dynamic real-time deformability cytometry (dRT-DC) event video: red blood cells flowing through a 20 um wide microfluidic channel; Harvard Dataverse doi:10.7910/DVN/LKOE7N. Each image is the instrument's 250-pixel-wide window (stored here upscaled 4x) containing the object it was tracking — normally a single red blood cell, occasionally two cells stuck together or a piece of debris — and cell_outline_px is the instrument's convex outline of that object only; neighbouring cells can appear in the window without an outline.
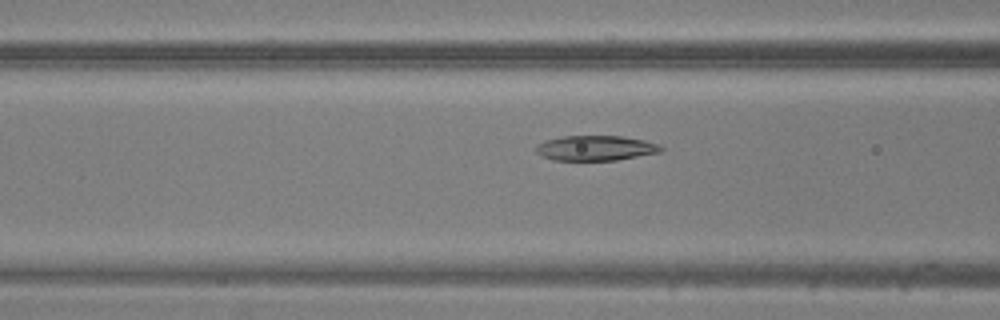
{"species": "common noctule bat (a hibernating species)", "species_latin": "Nyctalus noctula", "temperature_condition": "warm", "stored_images_in_passage": 48, "camera_frame_rate_fps": 3000, "um_per_image_px": 0.085, "animal": {"sex": "male", "body_mass_g": 20.5, "forearm_length_mm": 52.5}, "frame": {"image": 1, "passage_image": 19, "time_ms": 6.0, "image_size_px": [1000, 320], "cell_outline_px": [[664, 148], [660, 152], [616, 160], [552, 160], [536, 152], [536, 144], [544, 140], [564, 136], [620, 136], [644, 140], [660, 144]], "centroid_in_image_um": [50.62, 12.58], "position_along_channel_um": 116.0, "area_um2": 18.21}}
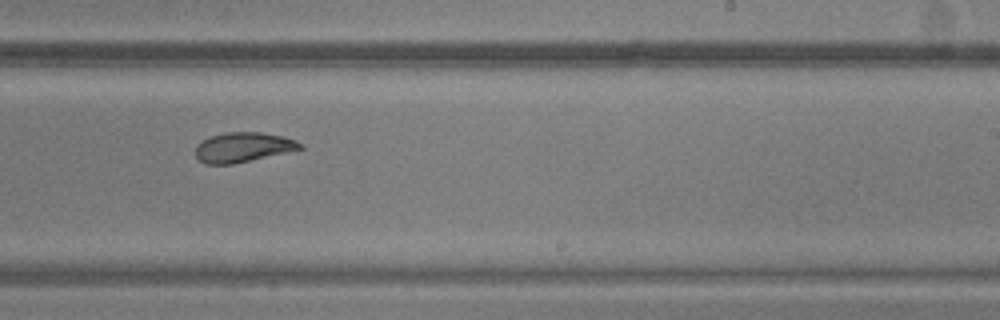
{"frame": {"image": 2, "passage_image": 30, "time_ms": 9.667, "image_size_px": [1000, 320], "cell_outline_px": [[304, 148], [232, 164], [208, 164], [200, 160], [196, 156], [196, 144], [212, 136], [224, 132], [260, 132], [284, 136], [296, 140], [304, 144]], "centroid_in_image_um": [20.68, 12.5], "position_along_channel_um": 268.3, "area_um2": 17.98}}
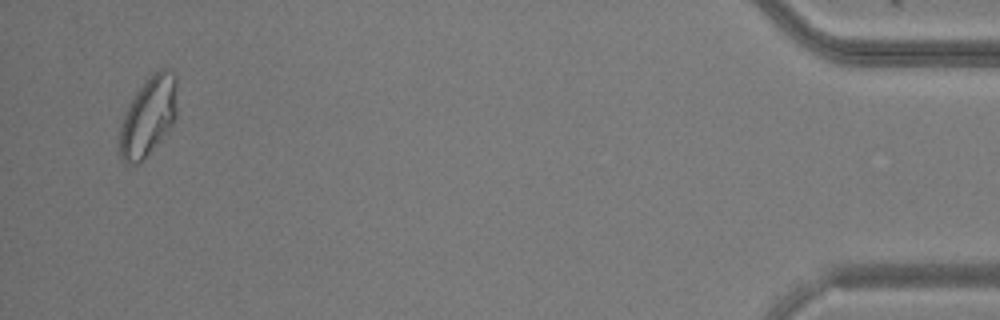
{"frame": {"image": 3, "passage_image": 47, "time_ms": 15.333, "image_size_px": [1000, 320], "cell_outline_px": [[176, 120], [140, 164], [128, 164], [120, 160], [120, 124], [124, 112], [128, 104], [144, 80], [152, 72], [160, 68], [172, 68], [176, 72]], "centroid_in_image_um": [12.61, 9.84], "position_along_channel_um": 422.6, "area_um2": 26.99}}